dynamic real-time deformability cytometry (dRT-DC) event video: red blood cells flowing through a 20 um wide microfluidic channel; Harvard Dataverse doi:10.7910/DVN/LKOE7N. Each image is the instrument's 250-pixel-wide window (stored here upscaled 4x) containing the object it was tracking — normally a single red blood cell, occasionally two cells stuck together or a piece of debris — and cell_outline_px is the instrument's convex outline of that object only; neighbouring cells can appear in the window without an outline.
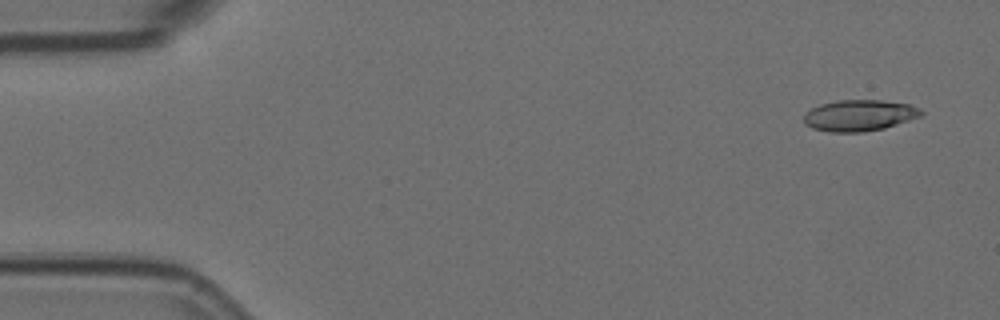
{"species": "Egyptian fruit bat (a non-hibernating species)", "species_latin": "Rousettus aegyptiacus", "temperature_condition": "room temperature", "stored_images_in_passage": 4, "camera_frame_rate_fps": 3000, "um_per_image_px": 0.085, "animal": {"sex": "female"}, "frame": {"image": 1, "passage_image": 1, "time_ms": 0.0, "image_size_px": [1000, 320], "cell_outline_px": [[924, 112], [920, 116], [884, 128], [864, 132], [828, 132], [812, 128], [804, 124], [804, 112], [820, 104], [836, 100], [880, 100], [908, 104], [920, 108]], "centroid_in_image_um": [73.0, 9.81], "position_along_channel_um": 12.0, "area_um2": 21.39}}